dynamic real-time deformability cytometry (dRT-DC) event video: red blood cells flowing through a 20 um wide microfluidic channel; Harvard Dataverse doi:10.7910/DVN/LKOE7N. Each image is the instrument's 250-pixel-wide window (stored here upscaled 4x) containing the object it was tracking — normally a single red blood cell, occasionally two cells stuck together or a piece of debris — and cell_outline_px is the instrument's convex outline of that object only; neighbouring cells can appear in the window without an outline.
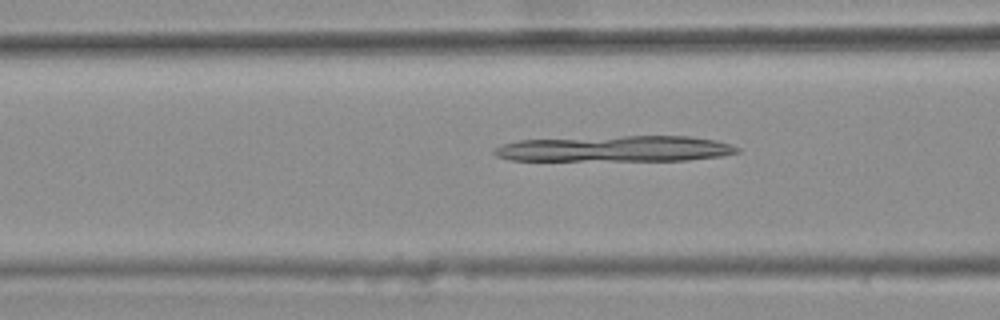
{"species": "common noctule bat (a hibernating species)", "species_latin": "Nyctalus noctula", "temperature_condition": "warm", "stored_images_in_passage": 47, "camera_frame_rate_fps": 3000, "um_per_image_px": 0.085, "animal": {"sex": "female", "body_mass_g": 25.1}, "frame": {"image": 1, "passage_image": 20, "time_ms": 6.333, "image_size_px": [1000, 320], "cell_outline_px": [[740, 152], [724, 156], [688, 160], [512, 160], [496, 156], [492, 152], [492, 148], [504, 144], [520, 140], [624, 136], [688, 136], [716, 140], [740, 148]], "centroid_in_image_um": [52.34, 12.64], "position_along_channel_um": 114.3, "area_um2": 36.53}}
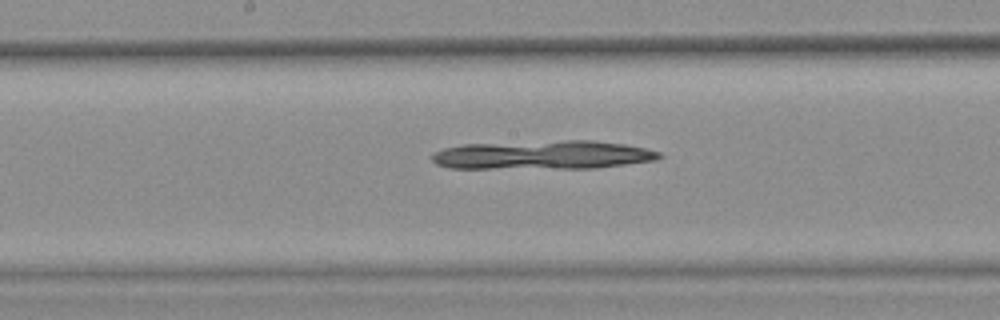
{"frame": {"image": 2, "passage_image": 27, "time_ms": 8.667, "image_size_px": [1000, 320], "cell_outline_px": [[664, 156], [656, 160], [592, 168], [448, 168], [436, 164], [432, 160], [432, 152], [444, 148], [464, 144], [564, 140], [596, 140], [624, 144], [644, 148], [660, 152]], "centroid_in_image_um": [46.12, 13.16], "position_along_channel_um": 202.1, "area_um2": 38.15}}
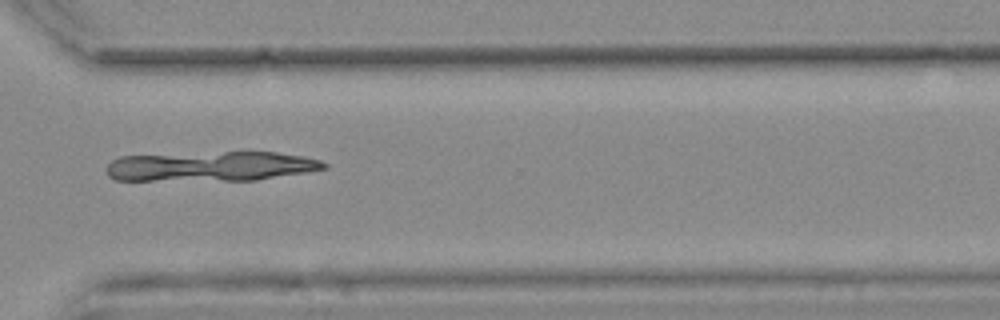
{"frame": {"image": 3, "passage_image": 39, "time_ms": 12.667, "image_size_px": [1000, 320], "cell_outline_px": [[328, 168], [256, 180], [116, 180], [108, 176], [104, 168], [112, 160], [120, 156], [224, 152], [276, 152], [304, 156], [320, 160], [328, 164]], "centroid_in_image_um": [17.92, 14.14], "position_along_channel_um": 352.7, "area_um2": 37.63}}